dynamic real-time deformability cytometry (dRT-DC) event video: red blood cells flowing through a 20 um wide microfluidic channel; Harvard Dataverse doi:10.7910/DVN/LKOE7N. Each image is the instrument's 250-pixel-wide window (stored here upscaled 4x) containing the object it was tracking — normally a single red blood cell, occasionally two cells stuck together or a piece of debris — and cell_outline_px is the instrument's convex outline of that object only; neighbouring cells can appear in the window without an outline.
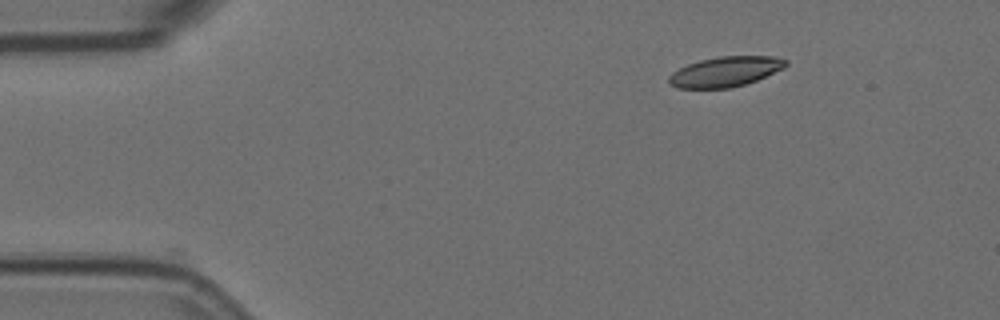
{"species": "Egyptian fruit bat (a non-hibernating species)", "species_latin": "Rousettus aegyptiacus", "temperature_condition": "room temperature", "stored_images_in_passage": 2, "camera_frame_rate_fps": 3000, "um_per_image_px": 0.085, "animal": {"sex": "female"}, "frame": {"image": 1, "passage_image": 1, "time_ms": 0.0, "image_size_px": [1000, 320], "cell_outline_px": [[788, 64], [784, 68], [756, 80], [744, 84], [728, 88], [676, 88], [668, 84], [668, 76], [672, 72], [688, 64], [700, 60], [720, 56], [772, 56], [788, 60]], "centroid_in_image_um": [61.63, 6.09], "position_along_channel_um": 23.4, "area_um2": 20.46}}